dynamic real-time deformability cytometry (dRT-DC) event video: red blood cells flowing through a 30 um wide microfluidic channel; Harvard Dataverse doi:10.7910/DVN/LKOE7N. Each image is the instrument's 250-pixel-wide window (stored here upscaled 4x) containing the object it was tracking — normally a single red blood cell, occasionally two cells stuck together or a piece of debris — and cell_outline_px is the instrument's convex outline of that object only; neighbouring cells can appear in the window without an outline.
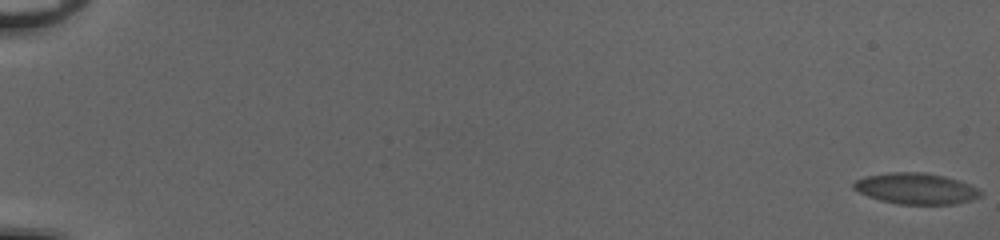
{"species": "common noctule bat (a hibernating species)", "species_latin": "Nyctalus noctula", "temperature_condition": "cold", "stored_images_in_passage": 24, "camera_frame_rate_fps": 3000, "um_per_image_px": 0.085, "animal": {"sex": "female", "body_mass_g": 20.0, "forearm_length_mm": 54.0}, "frame": {"image": 1, "passage_image": 1, "time_ms": 0.0, "image_size_px": [1000, 240], "cell_outline_px": [[980, 196], [968, 200], [952, 204], [900, 204], [880, 200], [868, 196], [860, 192], [852, 184], [856, 180], [868, 176], [896, 172], [916, 172], [940, 176], [956, 180], [976, 188], [980, 192]], "centroid_in_image_um": [77.81, 16.04], "position_along_channel_um": 7.2, "area_um2": 22.02}}
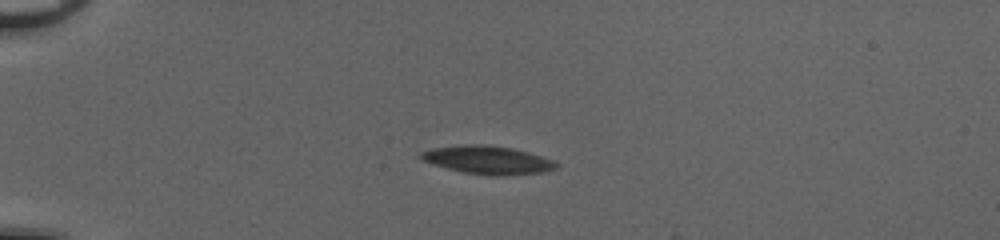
{"frame": {"image": 2, "passage_image": 17, "time_ms": 5.333, "image_size_px": [1000, 240], "cell_outline_px": [[556, 168], [540, 172], [500, 176], [496, 176], [464, 172], [448, 168], [424, 160], [420, 156], [420, 152], [436, 148], [508, 148], [524, 152], [552, 160], [556, 164]], "centroid_in_image_um": [41.5, 13.67], "position_along_channel_um": 43.5, "area_um2": 20.0}}
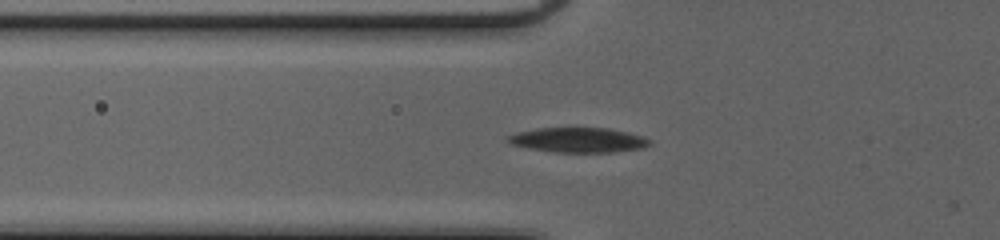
{"frame": {"image": 3, "passage_image": 23, "time_ms": 7.333, "image_size_px": [1000, 240], "cell_outline_px": [[652, 144], [640, 148], [612, 152], [552, 152], [528, 148], [512, 144], [508, 140], [508, 136], [520, 132], [540, 128], [608, 128], [640, 136], [648, 140]], "centroid_in_image_um": [49.14, 11.91], "position_along_channel_um": 76.7, "area_um2": 20.0}}